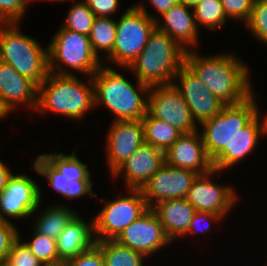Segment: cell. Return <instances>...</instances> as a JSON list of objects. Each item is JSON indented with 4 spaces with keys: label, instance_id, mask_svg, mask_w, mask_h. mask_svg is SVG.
<instances>
[{
    "label": "cell",
    "instance_id": "6da1fadb",
    "mask_svg": "<svg viewBox=\"0 0 267 266\" xmlns=\"http://www.w3.org/2000/svg\"><path fill=\"white\" fill-rule=\"evenodd\" d=\"M212 55L189 50L185 63L224 105L238 104L250 97L254 90L249 67L235 53Z\"/></svg>",
    "mask_w": 267,
    "mask_h": 266
},
{
    "label": "cell",
    "instance_id": "7a4b0ae2",
    "mask_svg": "<svg viewBox=\"0 0 267 266\" xmlns=\"http://www.w3.org/2000/svg\"><path fill=\"white\" fill-rule=\"evenodd\" d=\"M105 63L108 66L103 63L92 75L95 106L105 105L115 115L114 121L142 120L147 113L150 86L136 79L135 88L123 74Z\"/></svg>",
    "mask_w": 267,
    "mask_h": 266
},
{
    "label": "cell",
    "instance_id": "3957f363",
    "mask_svg": "<svg viewBox=\"0 0 267 266\" xmlns=\"http://www.w3.org/2000/svg\"><path fill=\"white\" fill-rule=\"evenodd\" d=\"M83 82L76 75H57L49 72L38 86V113L54 112L69 119H82L95 108L92 77Z\"/></svg>",
    "mask_w": 267,
    "mask_h": 266
},
{
    "label": "cell",
    "instance_id": "277c9868",
    "mask_svg": "<svg viewBox=\"0 0 267 266\" xmlns=\"http://www.w3.org/2000/svg\"><path fill=\"white\" fill-rule=\"evenodd\" d=\"M184 50L168 34L157 27L138 57L124 70H132L136 79L148 86L172 84L185 63Z\"/></svg>",
    "mask_w": 267,
    "mask_h": 266
},
{
    "label": "cell",
    "instance_id": "5b68a950",
    "mask_svg": "<svg viewBox=\"0 0 267 266\" xmlns=\"http://www.w3.org/2000/svg\"><path fill=\"white\" fill-rule=\"evenodd\" d=\"M19 24L0 23V61L39 86L49 73L48 48L22 33Z\"/></svg>",
    "mask_w": 267,
    "mask_h": 266
},
{
    "label": "cell",
    "instance_id": "8992f818",
    "mask_svg": "<svg viewBox=\"0 0 267 266\" xmlns=\"http://www.w3.org/2000/svg\"><path fill=\"white\" fill-rule=\"evenodd\" d=\"M47 48L49 72L57 75H75L69 72L71 68L92 77L103 65L92 50L89 36L69 29L60 28Z\"/></svg>",
    "mask_w": 267,
    "mask_h": 266
},
{
    "label": "cell",
    "instance_id": "52a82bcc",
    "mask_svg": "<svg viewBox=\"0 0 267 266\" xmlns=\"http://www.w3.org/2000/svg\"><path fill=\"white\" fill-rule=\"evenodd\" d=\"M145 6L142 1L129 6L122 16L120 15V19H116L114 48L106 56V61L124 69L129 67L144 49L158 19L156 14H150Z\"/></svg>",
    "mask_w": 267,
    "mask_h": 266
},
{
    "label": "cell",
    "instance_id": "ba28073f",
    "mask_svg": "<svg viewBox=\"0 0 267 266\" xmlns=\"http://www.w3.org/2000/svg\"><path fill=\"white\" fill-rule=\"evenodd\" d=\"M254 97L253 93L238 104L224 105L217 115L200 125L205 150L211 160L259 113Z\"/></svg>",
    "mask_w": 267,
    "mask_h": 266
},
{
    "label": "cell",
    "instance_id": "9c48e42d",
    "mask_svg": "<svg viewBox=\"0 0 267 266\" xmlns=\"http://www.w3.org/2000/svg\"><path fill=\"white\" fill-rule=\"evenodd\" d=\"M128 195H118L114 200H104V207L95 215L94 233L96 241L115 240L132 222L148 209L142 191L127 189Z\"/></svg>",
    "mask_w": 267,
    "mask_h": 266
},
{
    "label": "cell",
    "instance_id": "30bf717a",
    "mask_svg": "<svg viewBox=\"0 0 267 266\" xmlns=\"http://www.w3.org/2000/svg\"><path fill=\"white\" fill-rule=\"evenodd\" d=\"M147 98V112L152 117L171 124L182 133L198 130L187 103L173 83L151 86Z\"/></svg>",
    "mask_w": 267,
    "mask_h": 266
},
{
    "label": "cell",
    "instance_id": "8fae6325",
    "mask_svg": "<svg viewBox=\"0 0 267 266\" xmlns=\"http://www.w3.org/2000/svg\"><path fill=\"white\" fill-rule=\"evenodd\" d=\"M41 193L34 179L26 174L13 173L0 192V219L5 221H9L8 218L28 219L39 210Z\"/></svg>",
    "mask_w": 267,
    "mask_h": 266
},
{
    "label": "cell",
    "instance_id": "7c38bea8",
    "mask_svg": "<svg viewBox=\"0 0 267 266\" xmlns=\"http://www.w3.org/2000/svg\"><path fill=\"white\" fill-rule=\"evenodd\" d=\"M216 173L220 171L212 169L210 172L198 175L185 199L196 211L210 212L225 218L237 203L238 195L232 185L223 186L212 181Z\"/></svg>",
    "mask_w": 267,
    "mask_h": 266
},
{
    "label": "cell",
    "instance_id": "4fadbf2b",
    "mask_svg": "<svg viewBox=\"0 0 267 266\" xmlns=\"http://www.w3.org/2000/svg\"><path fill=\"white\" fill-rule=\"evenodd\" d=\"M173 85L180 91L199 126L212 119L224 106L186 63L176 73Z\"/></svg>",
    "mask_w": 267,
    "mask_h": 266
},
{
    "label": "cell",
    "instance_id": "5bb4252c",
    "mask_svg": "<svg viewBox=\"0 0 267 266\" xmlns=\"http://www.w3.org/2000/svg\"><path fill=\"white\" fill-rule=\"evenodd\" d=\"M115 241L146 257L161 251L160 249L172 242L165 234L160 219L152 208L126 227Z\"/></svg>",
    "mask_w": 267,
    "mask_h": 266
},
{
    "label": "cell",
    "instance_id": "9a60e30c",
    "mask_svg": "<svg viewBox=\"0 0 267 266\" xmlns=\"http://www.w3.org/2000/svg\"><path fill=\"white\" fill-rule=\"evenodd\" d=\"M197 173L166 163L141 188L149 208L169 199L186 198Z\"/></svg>",
    "mask_w": 267,
    "mask_h": 266
},
{
    "label": "cell",
    "instance_id": "2e32d148",
    "mask_svg": "<svg viewBox=\"0 0 267 266\" xmlns=\"http://www.w3.org/2000/svg\"><path fill=\"white\" fill-rule=\"evenodd\" d=\"M164 163V151L143 142L110 176H123L127 189L141 190Z\"/></svg>",
    "mask_w": 267,
    "mask_h": 266
},
{
    "label": "cell",
    "instance_id": "e0dca14e",
    "mask_svg": "<svg viewBox=\"0 0 267 266\" xmlns=\"http://www.w3.org/2000/svg\"><path fill=\"white\" fill-rule=\"evenodd\" d=\"M106 136V159L112 174L144 142L141 120L114 121Z\"/></svg>",
    "mask_w": 267,
    "mask_h": 266
},
{
    "label": "cell",
    "instance_id": "ac0fdd59",
    "mask_svg": "<svg viewBox=\"0 0 267 266\" xmlns=\"http://www.w3.org/2000/svg\"><path fill=\"white\" fill-rule=\"evenodd\" d=\"M165 163L191 170L198 175L213 169L212 160L208 157L200 130L183 133L165 152Z\"/></svg>",
    "mask_w": 267,
    "mask_h": 266
},
{
    "label": "cell",
    "instance_id": "d6986e66",
    "mask_svg": "<svg viewBox=\"0 0 267 266\" xmlns=\"http://www.w3.org/2000/svg\"><path fill=\"white\" fill-rule=\"evenodd\" d=\"M260 112L239 132L230 143L212 160L213 169L223 171L245 159L255 150L258 139L267 135V115L261 120ZM261 121V122H260Z\"/></svg>",
    "mask_w": 267,
    "mask_h": 266
},
{
    "label": "cell",
    "instance_id": "ffe728a7",
    "mask_svg": "<svg viewBox=\"0 0 267 266\" xmlns=\"http://www.w3.org/2000/svg\"><path fill=\"white\" fill-rule=\"evenodd\" d=\"M0 99L10 113L19 104L36 110L38 86L20 75L11 65L0 61Z\"/></svg>",
    "mask_w": 267,
    "mask_h": 266
},
{
    "label": "cell",
    "instance_id": "44dd1931",
    "mask_svg": "<svg viewBox=\"0 0 267 266\" xmlns=\"http://www.w3.org/2000/svg\"><path fill=\"white\" fill-rule=\"evenodd\" d=\"M156 27L168 34L186 51L193 50L192 47L196 48L199 43L200 32L195 22L193 8L185 4L178 3L165 12L156 20Z\"/></svg>",
    "mask_w": 267,
    "mask_h": 266
},
{
    "label": "cell",
    "instance_id": "7402d4cb",
    "mask_svg": "<svg viewBox=\"0 0 267 266\" xmlns=\"http://www.w3.org/2000/svg\"><path fill=\"white\" fill-rule=\"evenodd\" d=\"M59 266L87 251L96 244L94 221L85 222L79 214L68 223L56 240Z\"/></svg>",
    "mask_w": 267,
    "mask_h": 266
},
{
    "label": "cell",
    "instance_id": "603a6c76",
    "mask_svg": "<svg viewBox=\"0 0 267 266\" xmlns=\"http://www.w3.org/2000/svg\"><path fill=\"white\" fill-rule=\"evenodd\" d=\"M152 209L156 212L165 234L172 242L187 233L196 212L185 198L158 202Z\"/></svg>",
    "mask_w": 267,
    "mask_h": 266
},
{
    "label": "cell",
    "instance_id": "cb8c5ba5",
    "mask_svg": "<svg viewBox=\"0 0 267 266\" xmlns=\"http://www.w3.org/2000/svg\"><path fill=\"white\" fill-rule=\"evenodd\" d=\"M76 211L63 204L48 206L35 220L34 230L46 237L57 240L68 223L75 217Z\"/></svg>",
    "mask_w": 267,
    "mask_h": 266
},
{
    "label": "cell",
    "instance_id": "d4e9b609",
    "mask_svg": "<svg viewBox=\"0 0 267 266\" xmlns=\"http://www.w3.org/2000/svg\"><path fill=\"white\" fill-rule=\"evenodd\" d=\"M141 121L144 142L164 152L183 134L176 127L152 117L148 112Z\"/></svg>",
    "mask_w": 267,
    "mask_h": 266
},
{
    "label": "cell",
    "instance_id": "484cf974",
    "mask_svg": "<svg viewBox=\"0 0 267 266\" xmlns=\"http://www.w3.org/2000/svg\"><path fill=\"white\" fill-rule=\"evenodd\" d=\"M96 245L102 251L105 266H144L143 261L147 258L115 240L96 241Z\"/></svg>",
    "mask_w": 267,
    "mask_h": 266
},
{
    "label": "cell",
    "instance_id": "4316f807",
    "mask_svg": "<svg viewBox=\"0 0 267 266\" xmlns=\"http://www.w3.org/2000/svg\"><path fill=\"white\" fill-rule=\"evenodd\" d=\"M93 52L99 56L104 51L105 58L108 56L114 48V42L116 38V20L111 17H96L88 35ZM100 52V53H99Z\"/></svg>",
    "mask_w": 267,
    "mask_h": 266
},
{
    "label": "cell",
    "instance_id": "83f0119b",
    "mask_svg": "<svg viewBox=\"0 0 267 266\" xmlns=\"http://www.w3.org/2000/svg\"><path fill=\"white\" fill-rule=\"evenodd\" d=\"M73 151L72 155L64 153L41 154L67 180H92L88 165L83 163Z\"/></svg>",
    "mask_w": 267,
    "mask_h": 266
},
{
    "label": "cell",
    "instance_id": "f1b7e54d",
    "mask_svg": "<svg viewBox=\"0 0 267 266\" xmlns=\"http://www.w3.org/2000/svg\"><path fill=\"white\" fill-rule=\"evenodd\" d=\"M193 11L198 29H200L199 26L204 25L209 30H217L219 27L225 26L228 20L221 0H201L193 7Z\"/></svg>",
    "mask_w": 267,
    "mask_h": 266
},
{
    "label": "cell",
    "instance_id": "f546056e",
    "mask_svg": "<svg viewBox=\"0 0 267 266\" xmlns=\"http://www.w3.org/2000/svg\"><path fill=\"white\" fill-rule=\"evenodd\" d=\"M96 16L84 0L75 1L69 9L61 28L89 35Z\"/></svg>",
    "mask_w": 267,
    "mask_h": 266
},
{
    "label": "cell",
    "instance_id": "4dcf8cb0",
    "mask_svg": "<svg viewBox=\"0 0 267 266\" xmlns=\"http://www.w3.org/2000/svg\"><path fill=\"white\" fill-rule=\"evenodd\" d=\"M32 230L34 236L31 240L24 241L26 246L45 266H59L56 240Z\"/></svg>",
    "mask_w": 267,
    "mask_h": 266
},
{
    "label": "cell",
    "instance_id": "1f68e13d",
    "mask_svg": "<svg viewBox=\"0 0 267 266\" xmlns=\"http://www.w3.org/2000/svg\"><path fill=\"white\" fill-rule=\"evenodd\" d=\"M32 167L37 174L48 180V184H50L54 191L68 198L70 180H67L58 172L41 154L35 158Z\"/></svg>",
    "mask_w": 267,
    "mask_h": 266
},
{
    "label": "cell",
    "instance_id": "d6a6232c",
    "mask_svg": "<svg viewBox=\"0 0 267 266\" xmlns=\"http://www.w3.org/2000/svg\"><path fill=\"white\" fill-rule=\"evenodd\" d=\"M245 26L252 36L267 44V0H254L250 18Z\"/></svg>",
    "mask_w": 267,
    "mask_h": 266
},
{
    "label": "cell",
    "instance_id": "836d02e7",
    "mask_svg": "<svg viewBox=\"0 0 267 266\" xmlns=\"http://www.w3.org/2000/svg\"><path fill=\"white\" fill-rule=\"evenodd\" d=\"M20 239L21 235L18 233L7 257L10 262L14 266H45Z\"/></svg>",
    "mask_w": 267,
    "mask_h": 266
},
{
    "label": "cell",
    "instance_id": "e575fe53",
    "mask_svg": "<svg viewBox=\"0 0 267 266\" xmlns=\"http://www.w3.org/2000/svg\"><path fill=\"white\" fill-rule=\"evenodd\" d=\"M33 0H0V23H21L27 5Z\"/></svg>",
    "mask_w": 267,
    "mask_h": 266
},
{
    "label": "cell",
    "instance_id": "d590c367",
    "mask_svg": "<svg viewBox=\"0 0 267 266\" xmlns=\"http://www.w3.org/2000/svg\"><path fill=\"white\" fill-rule=\"evenodd\" d=\"M254 0H221L224 13L230 20L241 21L244 24L250 18Z\"/></svg>",
    "mask_w": 267,
    "mask_h": 266
},
{
    "label": "cell",
    "instance_id": "8d00e7d4",
    "mask_svg": "<svg viewBox=\"0 0 267 266\" xmlns=\"http://www.w3.org/2000/svg\"><path fill=\"white\" fill-rule=\"evenodd\" d=\"M62 266H105L101 249L95 244L92 248L69 259Z\"/></svg>",
    "mask_w": 267,
    "mask_h": 266
},
{
    "label": "cell",
    "instance_id": "74e56055",
    "mask_svg": "<svg viewBox=\"0 0 267 266\" xmlns=\"http://www.w3.org/2000/svg\"><path fill=\"white\" fill-rule=\"evenodd\" d=\"M18 233L17 227L12 222L0 219V261L8 257Z\"/></svg>",
    "mask_w": 267,
    "mask_h": 266
},
{
    "label": "cell",
    "instance_id": "f35d334b",
    "mask_svg": "<svg viewBox=\"0 0 267 266\" xmlns=\"http://www.w3.org/2000/svg\"><path fill=\"white\" fill-rule=\"evenodd\" d=\"M222 219L223 217L221 215L212 214L210 212L196 211L191 220L190 227L184 237L188 236V234H197L201 231L206 234L208 231L211 230L213 222L216 223V221L218 222Z\"/></svg>",
    "mask_w": 267,
    "mask_h": 266
},
{
    "label": "cell",
    "instance_id": "ab89813d",
    "mask_svg": "<svg viewBox=\"0 0 267 266\" xmlns=\"http://www.w3.org/2000/svg\"><path fill=\"white\" fill-rule=\"evenodd\" d=\"M96 17H110L118 11L119 0H84Z\"/></svg>",
    "mask_w": 267,
    "mask_h": 266
},
{
    "label": "cell",
    "instance_id": "60d3db41",
    "mask_svg": "<svg viewBox=\"0 0 267 266\" xmlns=\"http://www.w3.org/2000/svg\"><path fill=\"white\" fill-rule=\"evenodd\" d=\"M94 182L92 180H70L68 189V198L75 199L81 196L89 195L97 198L96 194L92 190Z\"/></svg>",
    "mask_w": 267,
    "mask_h": 266
},
{
    "label": "cell",
    "instance_id": "b9f144b4",
    "mask_svg": "<svg viewBox=\"0 0 267 266\" xmlns=\"http://www.w3.org/2000/svg\"><path fill=\"white\" fill-rule=\"evenodd\" d=\"M148 2L154 7L159 16H162L165 12L179 3L178 0H148Z\"/></svg>",
    "mask_w": 267,
    "mask_h": 266
},
{
    "label": "cell",
    "instance_id": "7bdbcfd3",
    "mask_svg": "<svg viewBox=\"0 0 267 266\" xmlns=\"http://www.w3.org/2000/svg\"><path fill=\"white\" fill-rule=\"evenodd\" d=\"M13 175L6 163L0 160V192L5 188L8 179Z\"/></svg>",
    "mask_w": 267,
    "mask_h": 266
},
{
    "label": "cell",
    "instance_id": "ee69618b",
    "mask_svg": "<svg viewBox=\"0 0 267 266\" xmlns=\"http://www.w3.org/2000/svg\"><path fill=\"white\" fill-rule=\"evenodd\" d=\"M10 114L9 110L3 105L0 99V120Z\"/></svg>",
    "mask_w": 267,
    "mask_h": 266
},
{
    "label": "cell",
    "instance_id": "f6af8a7d",
    "mask_svg": "<svg viewBox=\"0 0 267 266\" xmlns=\"http://www.w3.org/2000/svg\"><path fill=\"white\" fill-rule=\"evenodd\" d=\"M179 3L185 4L190 7H194L196 4H198L201 0H178Z\"/></svg>",
    "mask_w": 267,
    "mask_h": 266
},
{
    "label": "cell",
    "instance_id": "bcb514c9",
    "mask_svg": "<svg viewBox=\"0 0 267 266\" xmlns=\"http://www.w3.org/2000/svg\"><path fill=\"white\" fill-rule=\"evenodd\" d=\"M0 266H14L8 258L0 261Z\"/></svg>",
    "mask_w": 267,
    "mask_h": 266
},
{
    "label": "cell",
    "instance_id": "7dc6e473",
    "mask_svg": "<svg viewBox=\"0 0 267 266\" xmlns=\"http://www.w3.org/2000/svg\"><path fill=\"white\" fill-rule=\"evenodd\" d=\"M35 1V0H34ZM37 1V0H36ZM43 1H45V0H43ZM47 1V0H46ZM49 1V0H48ZM50 1H57V2H66V0H50Z\"/></svg>",
    "mask_w": 267,
    "mask_h": 266
}]
</instances>
